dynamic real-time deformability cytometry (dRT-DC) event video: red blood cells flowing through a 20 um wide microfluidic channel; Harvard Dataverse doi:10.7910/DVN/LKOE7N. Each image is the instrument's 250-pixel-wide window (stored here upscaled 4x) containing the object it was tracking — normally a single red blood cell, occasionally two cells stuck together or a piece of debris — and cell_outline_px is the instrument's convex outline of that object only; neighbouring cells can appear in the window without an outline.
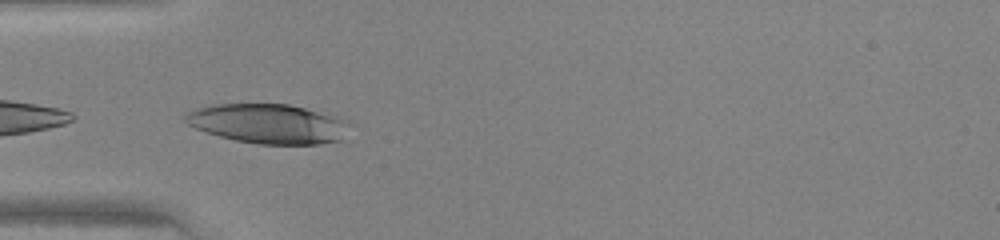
{"species": "human", "species_latin": "Homo sapiens", "temperature_condition": "warm", "stored_images_in_passage": 9, "camera_frame_rate_fps": 3000, "um_per_image_px": 0.085, "donor": {"sex": "female"}, "frame": {"image": 1, "passage_image": 1, "time_ms": 0.0, "image_size_px": [1000, 240], "cell_outline_px": [[352, 124], [344, 140], [320, 144], [260, 144], [236, 140], [220, 136], [196, 128], [188, 124], [184, 120], [184, 116], [188, 112], [196, 108], [212, 104], [288, 104], [336, 116], [348, 120]], "centroid_in_image_um": [22.87, 10.52], "position_along_channel_um": 62.1, "area_um2": 38.03}}
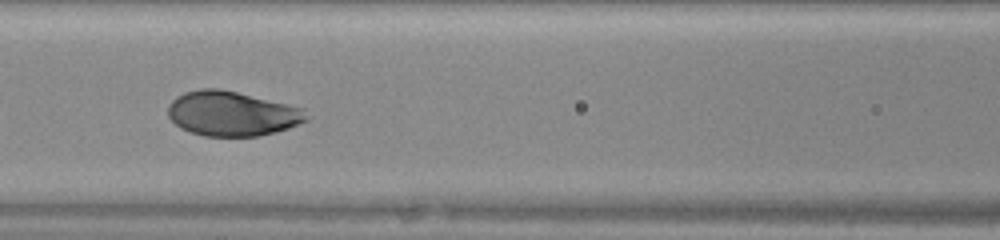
{"frame": {"image": 2, "passage_image": 7, "time_ms": 2.0, "image_size_px": [1000, 240], "cell_outline_px": [[308, 120], [288, 128], [276, 132], [256, 136], [204, 136], [180, 128], [168, 116], [168, 104], [176, 96], [184, 92], [200, 88], [220, 88], [288, 104], [304, 108], [308, 116]], "centroid_in_image_um": [19.7, 9.65], "position_along_channel_um": 146.9, "area_um2": 36.13}}